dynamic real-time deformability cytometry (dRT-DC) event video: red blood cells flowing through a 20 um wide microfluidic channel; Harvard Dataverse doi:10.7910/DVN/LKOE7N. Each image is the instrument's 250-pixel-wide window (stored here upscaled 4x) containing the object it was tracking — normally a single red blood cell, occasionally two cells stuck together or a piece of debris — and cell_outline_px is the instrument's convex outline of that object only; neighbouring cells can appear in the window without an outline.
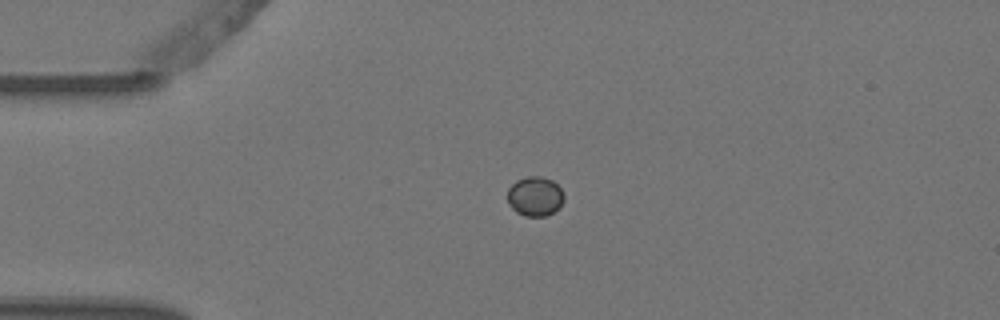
{"species": "Egyptian fruit bat (a non-hibernating species)", "species_latin": "Rousettus aegyptiacus", "temperature_condition": "warm", "stored_images_in_passage": 2, "camera_frame_rate_fps": 3000, "um_per_image_px": 0.085, "animal": {"sex": "female"}, "frame": {"image": 1, "passage_image": 1, "time_ms": 0.0, "image_size_px": [1000, 320], "cell_outline_px": [[564, 200], [560, 208], [544, 216], [524, 216], [516, 212], [508, 204], [508, 188], [516, 180], [528, 176], [540, 176], [552, 180], [564, 192]], "centroid_in_image_um": [45.48, 16.69], "position_along_channel_um": 39.5, "area_um2": 13.12}}